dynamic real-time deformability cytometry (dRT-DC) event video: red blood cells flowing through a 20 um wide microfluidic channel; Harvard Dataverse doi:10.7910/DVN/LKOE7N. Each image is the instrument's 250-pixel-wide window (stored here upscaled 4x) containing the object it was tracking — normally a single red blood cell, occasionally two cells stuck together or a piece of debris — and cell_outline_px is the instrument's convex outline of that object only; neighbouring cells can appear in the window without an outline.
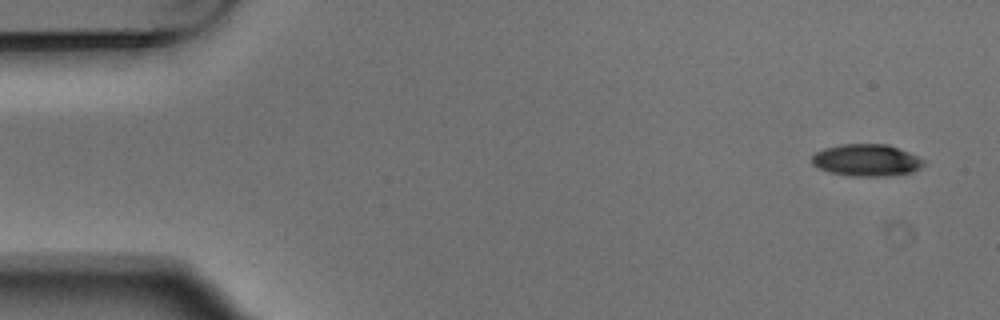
{"species": "Egyptian fruit bat (a non-hibernating species)", "species_latin": "Rousettus aegyptiacus", "temperature_condition": "warm", "stored_images_in_passage": 5, "camera_frame_rate_fps": 3000, "um_per_image_px": 0.085, "animal": {"sex": "male"}, "frame": {"image": 1, "passage_image": 1, "time_ms": 0.0, "image_size_px": [1000, 320], "cell_outline_px": [[928, 160], [920, 168], [912, 172], [888, 176], [848, 176], [828, 172], [816, 168], [812, 164], [812, 156], [816, 152], [824, 148], [840, 144], [888, 144]], "centroid_in_image_um": [73.65, 13.62], "position_along_channel_um": 11.3, "area_um2": 21.15}}
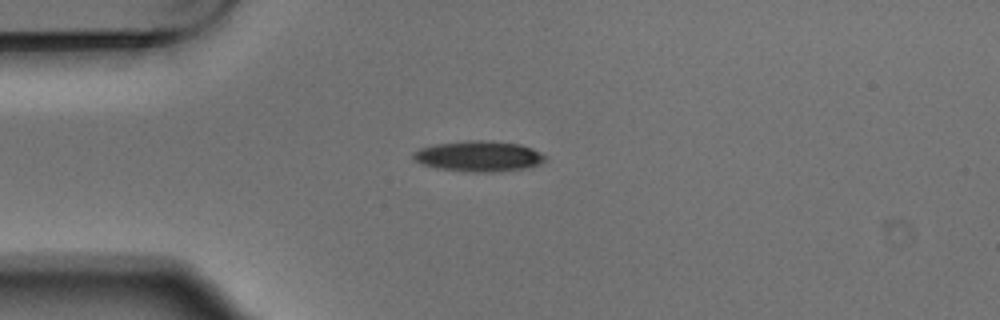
{"frame": {"image": 2, "passage_image": 4, "time_ms": 1.0, "image_size_px": [1000, 320], "cell_outline_px": [[548, 160], [540, 164], [528, 168], [488, 172], [476, 172], [436, 168], [420, 164], [412, 160], [412, 152], [420, 148], [432, 144], [468, 140], [484, 140], [520, 144], [532, 148], [548, 156]], "centroid_in_image_um": [40.68, 13.27], "position_along_channel_um": 44.3, "area_um2": 23.87}}
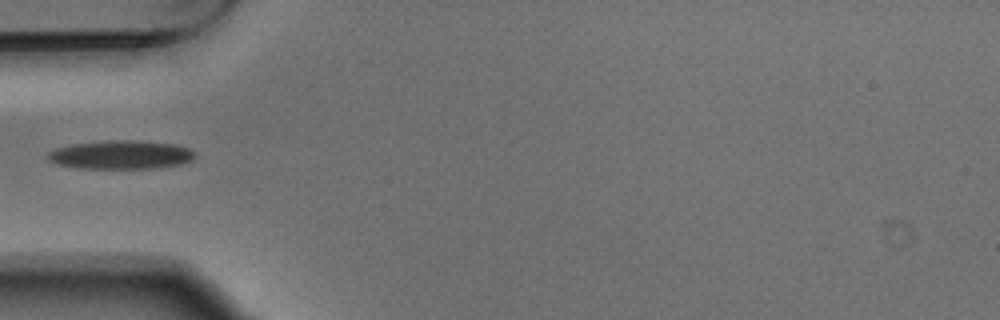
{"frame": {"image": 3, "passage_image": 5, "time_ms": 1.333, "image_size_px": [1000, 320], "cell_outline_px": [[196, 156], [192, 160], [184, 164], [160, 168], [76, 168], [56, 164], [48, 160], [48, 152], [56, 148], [72, 144], [108, 140], [136, 140], [176, 144], [188, 148], [196, 152]], "centroid_in_image_um": [10.32, 13.16], "position_along_channel_um": 74.7, "area_um2": 24.85}}